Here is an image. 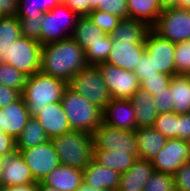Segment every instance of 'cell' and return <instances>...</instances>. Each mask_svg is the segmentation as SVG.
<instances>
[{
  "mask_svg": "<svg viewBox=\"0 0 190 191\" xmlns=\"http://www.w3.org/2000/svg\"><path fill=\"white\" fill-rule=\"evenodd\" d=\"M87 65L84 50L72 37L42 46L40 72L46 75L68 83Z\"/></svg>",
  "mask_w": 190,
  "mask_h": 191,
  "instance_id": "6da1fadb",
  "label": "cell"
},
{
  "mask_svg": "<svg viewBox=\"0 0 190 191\" xmlns=\"http://www.w3.org/2000/svg\"><path fill=\"white\" fill-rule=\"evenodd\" d=\"M68 83L62 79L37 72L26 78L21 93L30 116L35 118L47 104L61 102Z\"/></svg>",
  "mask_w": 190,
  "mask_h": 191,
  "instance_id": "7a4b0ae2",
  "label": "cell"
},
{
  "mask_svg": "<svg viewBox=\"0 0 190 191\" xmlns=\"http://www.w3.org/2000/svg\"><path fill=\"white\" fill-rule=\"evenodd\" d=\"M51 141L63 165L83 170L93 159V135L88 132L72 130Z\"/></svg>",
  "mask_w": 190,
  "mask_h": 191,
  "instance_id": "3957f363",
  "label": "cell"
},
{
  "mask_svg": "<svg viewBox=\"0 0 190 191\" xmlns=\"http://www.w3.org/2000/svg\"><path fill=\"white\" fill-rule=\"evenodd\" d=\"M61 104L72 130L93 134L102 123L103 111L68 86L63 93Z\"/></svg>",
  "mask_w": 190,
  "mask_h": 191,
  "instance_id": "277c9868",
  "label": "cell"
},
{
  "mask_svg": "<svg viewBox=\"0 0 190 191\" xmlns=\"http://www.w3.org/2000/svg\"><path fill=\"white\" fill-rule=\"evenodd\" d=\"M68 87L84 96L102 111L111 100L97 65H87L78 71L68 82Z\"/></svg>",
  "mask_w": 190,
  "mask_h": 191,
  "instance_id": "5b68a950",
  "label": "cell"
},
{
  "mask_svg": "<svg viewBox=\"0 0 190 191\" xmlns=\"http://www.w3.org/2000/svg\"><path fill=\"white\" fill-rule=\"evenodd\" d=\"M80 16L65 4L42 14L41 45L58 42L72 36Z\"/></svg>",
  "mask_w": 190,
  "mask_h": 191,
  "instance_id": "8992f818",
  "label": "cell"
},
{
  "mask_svg": "<svg viewBox=\"0 0 190 191\" xmlns=\"http://www.w3.org/2000/svg\"><path fill=\"white\" fill-rule=\"evenodd\" d=\"M152 29L172 43L190 40V9L163 10Z\"/></svg>",
  "mask_w": 190,
  "mask_h": 191,
  "instance_id": "52a82bcc",
  "label": "cell"
},
{
  "mask_svg": "<svg viewBox=\"0 0 190 191\" xmlns=\"http://www.w3.org/2000/svg\"><path fill=\"white\" fill-rule=\"evenodd\" d=\"M111 98L130 99L141 87L134 71L124 70L106 62L97 64Z\"/></svg>",
  "mask_w": 190,
  "mask_h": 191,
  "instance_id": "ba28073f",
  "label": "cell"
},
{
  "mask_svg": "<svg viewBox=\"0 0 190 191\" xmlns=\"http://www.w3.org/2000/svg\"><path fill=\"white\" fill-rule=\"evenodd\" d=\"M93 135V149L127 151L138 157L137 139L134 131L119 129L102 122Z\"/></svg>",
  "mask_w": 190,
  "mask_h": 191,
  "instance_id": "9c48e42d",
  "label": "cell"
},
{
  "mask_svg": "<svg viewBox=\"0 0 190 191\" xmlns=\"http://www.w3.org/2000/svg\"><path fill=\"white\" fill-rule=\"evenodd\" d=\"M41 50V43L22 36L11 45L7 63L27 77L32 76L40 72Z\"/></svg>",
  "mask_w": 190,
  "mask_h": 191,
  "instance_id": "30bf717a",
  "label": "cell"
},
{
  "mask_svg": "<svg viewBox=\"0 0 190 191\" xmlns=\"http://www.w3.org/2000/svg\"><path fill=\"white\" fill-rule=\"evenodd\" d=\"M19 152L37 183L42 182L53 169L61 164L51 139L35 147L22 149Z\"/></svg>",
  "mask_w": 190,
  "mask_h": 191,
  "instance_id": "8fae6325",
  "label": "cell"
},
{
  "mask_svg": "<svg viewBox=\"0 0 190 191\" xmlns=\"http://www.w3.org/2000/svg\"><path fill=\"white\" fill-rule=\"evenodd\" d=\"M189 161L190 142L178 138L167 139L165 146L151 159L156 172L171 175Z\"/></svg>",
  "mask_w": 190,
  "mask_h": 191,
  "instance_id": "7c38bea8",
  "label": "cell"
},
{
  "mask_svg": "<svg viewBox=\"0 0 190 191\" xmlns=\"http://www.w3.org/2000/svg\"><path fill=\"white\" fill-rule=\"evenodd\" d=\"M145 48L159 73L176 75L175 43L164 39L151 28L145 37Z\"/></svg>",
  "mask_w": 190,
  "mask_h": 191,
  "instance_id": "4fadbf2b",
  "label": "cell"
},
{
  "mask_svg": "<svg viewBox=\"0 0 190 191\" xmlns=\"http://www.w3.org/2000/svg\"><path fill=\"white\" fill-rule=\"evenodd\" d=\"M30 118L27 105L20 96L14 102L0 108V129L16 140Z\"/></svg>",
  "mask_w": 190,
  "mask_h": 191,
  "instance_id": "5bb4252c",
  "label": "cell"
},
{
  "mask_svg": "<svg viewBox=\"0 0 190 191\" xmlns=\"http://www.w3.org/2000/svg\"><path fill=\"white\" fill-rule=\"evenodd\" d=\"M145 51V42H120L113 40L112 49L106 63L124 70L134 71Z\"/></svg>",
  "mask_w": 190,
  "mask_h": 191,
  "instance_id": "9a60e30c",
  "label": "cell"
},
{
  "mask_svg": "<svg viewBox=\"0 0 190 191\" xmlns=\"http://www.w3.org/2000/svg\"><path fill=\"white\" fill-rule=\"evenodd\" d=\"M102 122L119 129L134 131L136 116L130 99L111 98L103 110Z\"/></svg>",
  "mask_w": 190,
  "mask_h": 191,
  "instance_id": "2e32d148",
  "label": "cell"
},
{
  "mask_svg": "<svg viewBox=\"0 0 190 191\" xmlns=\"http://www.w3.org/2000/svg\"><path fill=\"white\" fill-rule=\"evenodd\" d=\"M37 183L19 151L5 157L0 170V186H16Z\"/></svg>",
  "mask_w": 190,
  "mask_h": 191,
  "instance_id": "e0dca14e",
  "label": "cell"
},
{
  "mask_svg": "<svg viewBox=\"0 0 190 191\" xmlns=\"http://www.w3.org/2000/svg\"><path fill=\"white\" fill-rule=\"evenodd\" d=\"M35 118L49 139L72 131L61 102L47 104Z\"/></svg>",
  "mask_w": 190,
  "mask_h": 191,
  "instance_id": "ac0fdd59",
  "label": "cell"
},
{
  "mask_svg": "<svg viewBox=\"0 0 190 191\" xmlns=\"http://www.w3.org/2000/svg\"><path fill=\"white\" fill-rule=\"evenodd\" d=\"M121 174L118 171L100 165L94 159L83 169V182L97 190H115L120 185Z\"/></svg>",
  "mask_w": 190,
  "mask_h": 191,
  "instance_id": "d6986e66",
  "label": "cell"
},
{
  "mask_svg": "<svg viewBox=\"0 0 190 191\" xmlns=\"http://www.w3.org/2000/svg\"><path fill=\"white\" fill-rule=\"evenodd\" d=\"M154 171L151 160L137 158L129 170L121 174L117 191H144L145 184Z\"/></svg>",
  "mask_w": 190,
  "mask_h": 191,
  "instance_id": "ffe728a7",
  "label": "cell"
},
{
  "mask_svg": "<svg viewBox=\"0 0 190 191\" xmlns=\"http://www.w3.org/2000/svg\"><path fill=\"white\" fill-rule=\"evenodd\" d=\"M83 182V170L60 164L42 181L43 184L60 191H76Z\"/></svg>",
  "mask_w": 190,
  "mask_h": 191,
  "instance_id": "44dd1931",
  "label": "cell"
},
{
  "mask_svg": "<svg viewBox=\"0 0 190 191\" xmlns=\"http://www.w3.org/2000/svg\"><path fill=\"white\" fill-rule=\"evenodd\" d=\"M136 116L137 128L153 127L158 117L154 96L141 87L130 98Z\"/></svg>",
  "mask_w": 190,
  "mask_h": 191,
  "instance_id": "7402d4cb",
  "label": "cell"
},
{
  "mask_svg": "<svg viewBox=\"0 0 190 191\" xmlns=\"http://www.w3.org/2000/svg\"><path fill=\"white\" fill-rule=\"evenodd\" d=\"M137 146L138 158L151 160L164 146L167 138L154 127H140L134 130Z\"/></svg>",
  "mask_w": 190,
  "mask_h": 191,
  "instance_id": "603a6c76",
  "label": "cell"
},
{
  "mask_svg": "<svg viewBox=\"0 0 190 191\" xmlns=\"http://www.w3.org/2000/svg\"><path fill=\"white\" fill-rule=\"evenodd\" d=\"M137 156L127 151L93 149V159L106 168L125 173L137 160Z\"/></svg>",
  "mask_w": 190,
  "mask_h": 191,
  "instance_id": "cb8c5ba5",
  "label": "cell"
},
{
  "mask_svg": "<svg viewBox=\"0 0 190 191\" xmlns=\"http://www.w3.org/2000/svg\"><path fill=\"white\" fill-rule=\"evenodd\" d=\"M151 28L142 21L133 18L121 19L118 26L110 34L115 41L145 42Z\"/></svg>",
  "mask_w": 190,
  "mask_h": 191,
  "instance_id": "d4e9b609",
  "label": "cell"
},
{
  "mask_svg": "<svg viewBox=\"0 0 190 191\" xmlns=\"http://www.w3.org/2000/svg\"><path fill=\"white\" fill-rule=\"evenodd\" d=\"M169 87L173 100V112L178 115L190 113V76H172Z\"/></svg>",
  "mask_w": 190,
  "mask_h": 191,
  "instance_id": "484cf974",
  "label": "cell"
},
{
  "mask_svg": "<svg viewBox=\"0 0 190 191\" xmlns=\"http://www.w3.org/2000/svg\"><path fill=\"white\" fill-rule=\"evenodd\" d=\"M108 34L98 28L88 15L80 16L72 33V38L85 51Z\"/></svg>",
  "mask_w": 190,
  "mask_h": 191,
  "instance_id": "4316f807",
  "label": "cell"
},
{
  "mask_svg": "<svg viewBox=\"0 0 190 191\" xmlns=\"http://www.w3.org/2000/svg\"><path fill=\"white\" fill-rule=\"evenodd\" d=\"M20 37L22 35L17 16H0V64L8 61L10 47Z\"/></svg>",
  "mask_w": 190,
  "mask_h": 191,
  "instance_id": "83f0119b",
  "label": "cell"
},
{
  "mask_svg": "<svg viewBox=\"0 0 190 191\" xmlns=\"http://www.w3.org/2000/svg\"><path fill=\"white\" fill-rule=\"evenodd\" d=\"M128 18L145 22L152 28L162 12L158 0H127Z\"/></svg>",
  "mask_w": 190,
  "mask_h": 191,
  "instance_id": "f1b7e54d",
  "label": "cell"
},
{
  "mask_svg": "<svg viewBox=\"0 0 190 191\" xmlns=\"http://www.w3.org/2000/svg\"><path fill=\"white\" fill-rule=\"evenodd\" d=\"M49 138L36 118L31 117L23 132L16 139V150L29 149L36 145L45 143Z\"/></svg>",
  "mask_w": 190,
  "mask_h": 191,
  "instance_id": "f546056e",
  "label": "cell"
},
{
  "mask_svg": "<svg viewBox=\"0 0 190 191\" xmlns=\"http://www.w3.org/2000/svg\"><path fill=\"white\" fill-rule=\"evenodd\" d=\"M58 4L57 0H19L16 16L38 18Z\"/></svg>",
  "mask_w": 190,
  "mask_h": 191,
  "instance_id": "4dcf8cb0",
  "label": "cell"
},
{
  "mask_svg": "<svg viewBox=\"0 0 190 191\" xmlns=\"http://www.w3.org/2000/svg\"><path fill=\"white\" fill-rule=\"evenodd\" d=\"M92 10H100L121 19L128 18L127 0H87V15Z\"/></svg>",
  "mask_w": 190,
  "mask_h": 191,
  "instance_id": "1f68e13d",
  "label": "cell"
},
{
  "mask_svg": "<svg viewBox=\"0 0 190 191\" xmlns=\"http://www.w3.org/2000/svg\"><path fill=\"white\" fill-rule=\"evenodd\" d=\"M113 39L108 34L103 40H99L86 49L85 59L88 65H97L107 61L108 55L112 49Z\"/></svg>",
  "mask_w": 190,
  "mask_h": 191,
  "instance_id": "d6a6232c",
  "label": "cell"
},
{
  "mask_svg": "<svg viewBox=\"0 0 190 191\" xmlns=\"http://www.w3.org/2000/svg\"><path fill=\"white\" fill-rule=\"evenodd\" d=\"M27 76L15 69L10 64H0V84L16 89L22 93Z\"/></svg>",
  "mask_w": 190,
  "mask_h": 191,
  "instance_id": "836d02e7",
  "label": "cell"
},
{
  "mask_svg": "<svg viewBox=\"0 0 190 191\" xmlns=\"http://www.w3.org/2000/svg\"><path fill=\"white\" fill-rule=\"evenodd\" d=\"M153 127L167 139L177 138L178 114L173 111L158 114Z\"/></svg>",
  "mask_w": 190,
  "mask_h": 191,
  "instance_id": "e575fe53",
  "label": "cell"
},
{
  "mask_svg": "<svg viewBox=\"0 0 190 191\" xmlns=\"http://www.w3.org/2000/svg\"><path fill=\"white\" fill-rule=\"evenodd\" d=\"M176 75L190 76V40L175 43Z\"/></svg>",
  "mask_w": 190,
  "mask_h": 191,
  "instance_id": "d590c367",
  "label": "cell"
},
{
  "mask_svg": "<svg viewBox=\"0 0 190 191\" xmlns=\"http://www.w3.org/2000/svg\"><path fill=\"white\" fill-rule=\"evenodd\" d=\"M144 191H175L173 175L154 171L145 184Z\"/></svg>",
  "mask_w": 190,
  "mask_h": 191,
  "instance_id": "8d00e7d4",
  "label": "cell"
},
{
  "mask_svg": "<svg viewBox=\"0 0 190 191\" xmlns=\"http://www.w3.org/2000/svg\"><path fill=\"white\" fill-rule=\"evenodd\" d=\"M88 16L98 28L107 34H111L121 20L116 15H111L100 10H92Z\"/></svg>",
  "mask_w": 190,
  "mask_h": 191,
  "instance_id": "74e56055",
  "label": "cell"
},
{
  "mask_svg": "<svg viewBox=\"0 0 190 191\" xmlns=\"http://www.w3.org/2000/svg\"><path fill=\"white\" fill-rule=\"evenodd\" d=\"M21 35L31 40H35L41 43V23L42 15L38 18H29V17H17Z\"/></svg>",
  "mask_w": 190,
  "mask_h": 191,
  "instance_id": "f35d334b",
  "label": "cell"
},
{
  "mask_svg": "<svg viewBox=\"0 0 190 191\" xmlns=\"http://www.w3.org/2000/svg\"><path fill=\"white\" fill-rule=\"evenodd\" d=\"M134 73L138 77L140 85L148 78L157 77L159 72L155 68L153 59L146 51L142 54L140 63L135 68Z\"/></svg>",
  "mask_w": 190,
  "mask_h": 191,
  "instance_id": "ab89813d",
  "label": "cell"
},
{
  "mask_svg": "<svg viewBox=\"0 0 190 191\" xmlns=\"http://www.w3.org/2000/svg\"><path fill=\"white\" fill-rule=\"evenodd\" d=\"M172 76L158 73L157 77L148 78L141 84V88L147 90L153 96L158 92L165 90L169 86Z\"/></svg>",
  "mask_w": 190,
  "mask_h": 191,
  "instance_id": "60d3db41",
  "label": "cell"
},
{
  "mask_svg": "<svg viewBox=\"0 0 190 191\" xmlns=\"http://www.w3.org/2000/svg\"><path fill=\"white\" fill-rule=\"evenodd\" d=\"M173 177L175 191H190V161L181 165Z\"/></svg>",
  "mask_w": 190,
  "mask_h": 191,
  "instance_id": "b9f144b4",
  "label": "cell"
},
{
  "mask_svg": "<svg viewBox=\"0 0 190 191\" xmlns=\"http://www.w3.org/2000/svg\"><path fill=\"white\" fill-rule=\"evenodd\" d=\"M171 98V89L168 86L165 90L160 91L154 96V102L158 113H167L173 111V102Z\"/></svg>",
  "mask_w": 190,
  "mask_h": 191,
  "instance_id": "7bdbcfd3",
  "label": "cell"
},
{
  "mask_svg": "<svg viewBox=\"0 0 190 191\" xmlns=\"http://www.w3.org/2000/svg\"><path fill=\"white\" fill-rule=\"evenodd\" d=\"M177 138L190 142V113L178 115Z\"/></svg>",
  "mask_w": 190,
  "mask_h": 191,
  "instance_id": "ee69618b",
  "label": "cell"
},
{
  "mask_svg": "<svg viewBox=\"0 0 190 191\" xmlns=\"http://www.w3.org/2000/svg\"><path fill=\"white\" fill-rule=\"evenodd\" d=\"M15 151L16 140L0 129V156L6 157Z\"/></svg>",
  "mask_w": 190,
  "mask_h": 191,
  "instance_id": "f6af8a7d",
  "label": "cell"
},
{
  "mask_svg": "<svg viewBox=\"0 0 190 191\" xmlns=\"http://www.w3.org/2000/svg\"><path fill=\"white\" fill-rule=\"evenodd\" d=\"M20 96L21 93L18 90L0 84V108L14 102Z\"/></svg>",
  "mask_w": 190,
  "mask_h": 191,
  "instance_id": "bcb514c9",
  "label": "cell"
},
{
  "mask_svg": "<svg viewBox=\"0 0 190 191\" xmlns=\"http://www.w3.org/2000/svg\"><path fill=\"white\" fill-rule=\"evenodd\" d=\"M19 0H0V16H14L17 14Z\"/></svg>",
  "mask_w": 190,
  "mask_h": 191,
  "instance_id": "7dc6e473",
  "label": "cell"
},
{
  "mask_svg": "<svg viewBox=\"0 0 190 191\" xmlns=\"http://www.w3.org/2000/svg\"><path fill=\"white\" fill-rule=\"evenodd\" d=\"M65 5L79 16L87 15V0H66Z\"/></svg>",
  "mask_w": 190,
  "mask_h": 191,
  "instance_id": "c3c4849f",
  "label": "cell"
},
{
  "mask_svg": "<svg viewBox=\"0 0 190 191\" xmlns=\"http://www.w3.org/2000/svg\"><path fill=\"white\" fill-rule=\"evenodd\" d=\"M38 183H30L16 186H0V191H37Z\"/></svg>",
  "mask_w": 190,
  "mask_h": 191,
  "instance_id": "681fc988",
  "label": "cell"
},
{
  "mask_svg": "<svg viewBox=\"0 0 190 191\" xmlns=\"http://www.w3.org/2000/svg\"><path fill=\"white\" fill-rule=\"evenodd\" d=\"M158 1L162 11L178 7V0H158Z\"/></svg>",
  "mask_w": 190,
  "mask_h": 191,
  "instance_id": "f907efd6",
  "label": "cell"
},
{
  "mask_svg": "<svg viewBox=\"0 0 190 191\" xmlns=\"http://www.w3.org/2000/svg\"><path fill=\"white\" fill-rule=\"evenodd\" d=\"M76 191H115V190H105V189L97 190L95 188L88 186L87 184H85V182H82L80 184V187Z\"/></svg>",
  "mask_w": 190,
  "mask_h": 191,
  "instance_id": "816d5d0a",
  "label": "cell"
},
{
  "mask_svg": "<svg viewBox=\"0 0 190 191\" xmlns=\"http://www.w3.org/2000/svg\"><path fill=\"white\" fill-rule=\"evenodd\" d=\"M37 191H60V190L53 188V187H50L48 185H45L42 182H38Z\"/></svg>",
  "mask_w": 190,
  "mask_h": 191,
  "instance_id": "f5cc1de1",
  "label": "cell"
},
{
  "mask_svg": "<svg viewBox=\"0 0 190 191\" xmlns=\"http://www.w3.org/2000/svg\"><path fill=\"white\" fill-rule=\"evenodd\" d=\"M178 7L190 9V0H178Z\"/></svg>",
  "mask_w": 190,
  "mask_h": 191,
  "instance_id": "db71d44e",
  "label": "cell"
},
{
  "mask_svg": "<svg viewBox=\"0 0 190 191\" xmlns=\"http://www.w3.org/2000/svg\"><path fill=\"white\" fill-rule=\"evenodd\" d=\"M4 161H5V157L0 156V170L2 169V167L4 165Z\"/></svg>",
  "mask_w": 190,
  "mask_h": 191,
  "instance_id": "11a10c76",
  "label": "cell"
},
{
  "mask_svg": "<svg viewBox=\"0 0 190 191\" xmlns=\"http://www.w3.org/2000/svg\"><path fill=\"white\" fill-rule=\"evenodd\" d=\"M59 4H65L66 0H57Z\"/></svg>",
  "mask_w": 190,
  "mask_h": 191,
  "instance_id": "9f6ffc18",
  "label": "cell"
}]
</instances>
